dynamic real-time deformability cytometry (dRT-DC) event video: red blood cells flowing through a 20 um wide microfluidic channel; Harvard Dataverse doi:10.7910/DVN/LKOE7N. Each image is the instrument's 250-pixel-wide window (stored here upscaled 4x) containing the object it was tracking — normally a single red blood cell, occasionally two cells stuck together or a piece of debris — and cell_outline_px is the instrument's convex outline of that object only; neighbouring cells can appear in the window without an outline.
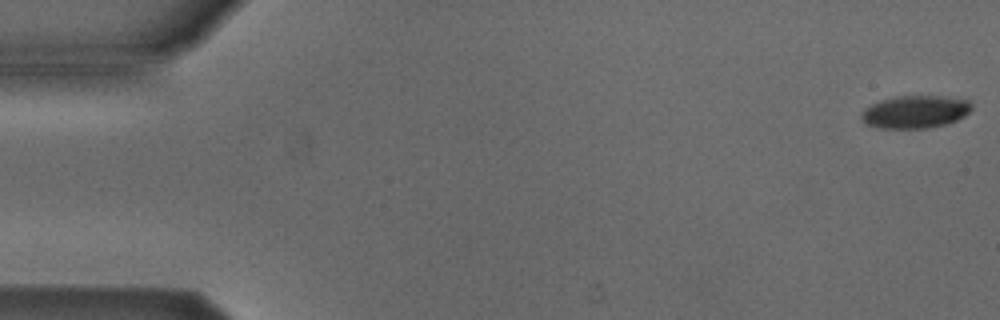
{"species": "Egyptian fruit bat (a non-hibernating species)", "species_latin": "Rousettus aegyptiacus", "temperature_condition": "cold", "stored_images_in_passage": 53, "camera_frame_rate_fps": 3000, "um_per_image_px": 0.085, "animal": {"sex": "male"}, "frame": {"image": 1, "passage_image": 1, "time_ms": 0.0, "image_size_px": [1000, 320], "cell_outline_px": [[972, 108], [964, 116], [948, 124], [928, 128], [880, 128], [868, 124], [860, 116], [864, 108], [872, 104], [896, 96], [940, 96], [968, 100], [972, 104]], "centroid_in_image_um": [77.82, 9.51], "position_along_channel_um": 7.2, "area_um2": 20.81}}
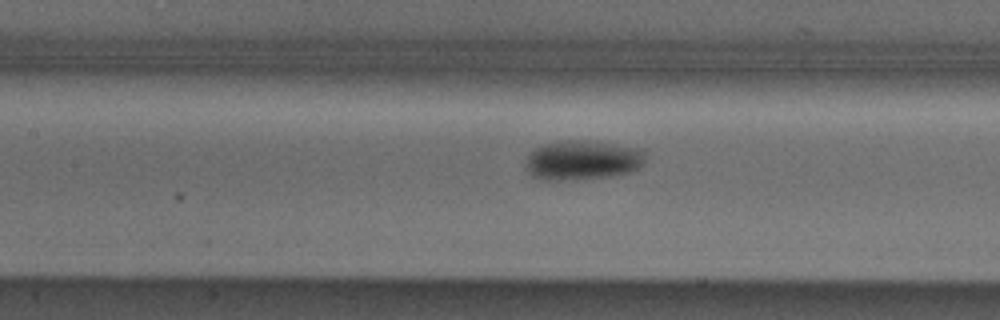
{"frame": {"image": 2, "passage_image": 24, "time_ms": 7.667, "image_size_px": [1000, 320], "cell_outline_px": [[644, 160], [636, 168], [628, 172], [608, 176], [552, 180], [548, 180], [532, 176], [528, 168], [528, 156], [536, 148], [544, 144], [564, 140], [584, 140], [640, 148], [644, 152]], "centroid_in_image_um": [49.51, 13.59], "position_along_channel_um": 157.9, "area_um2": 26.65}}
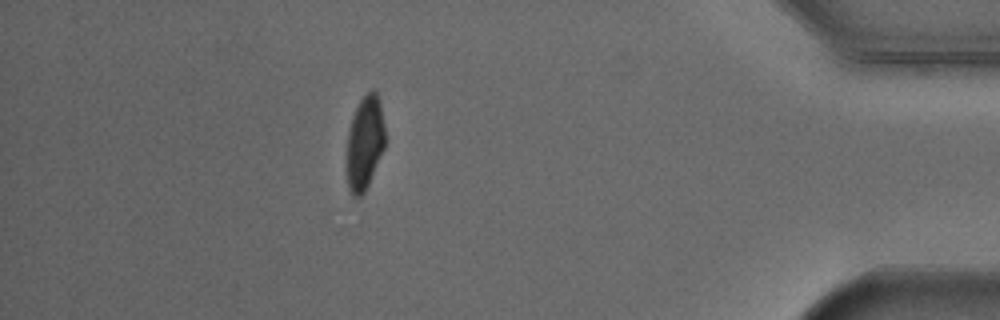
{"frame": {"image": 3, "passage_image": 47, "time_ms": 15.333, "image_size_px": [1000, 320], "cell_outline_px": [[384, 148], [368, 184], [364, 192], [360, 196], [352, 196], [348, 188], [348, 132], [352, 116], [360, 100], [372, 88], [376, 92], [380, 100], [384, 128]], "centroid_in_image_um": [31.01, 12.1], "position_along_channel_um": 404.2, "area_um2": 20.46}, "authors_computed_cell_mechanics": {"area_um2": 23.0044, "velocity_mm_per_s": 3.8601, "shape_relaxation_time_tau1_ms": 3.4899, "shape_relaxation_time_tau2_ms": null, "deformation_change_tau1": 0.1136, "deformation_change_tau2": null}}